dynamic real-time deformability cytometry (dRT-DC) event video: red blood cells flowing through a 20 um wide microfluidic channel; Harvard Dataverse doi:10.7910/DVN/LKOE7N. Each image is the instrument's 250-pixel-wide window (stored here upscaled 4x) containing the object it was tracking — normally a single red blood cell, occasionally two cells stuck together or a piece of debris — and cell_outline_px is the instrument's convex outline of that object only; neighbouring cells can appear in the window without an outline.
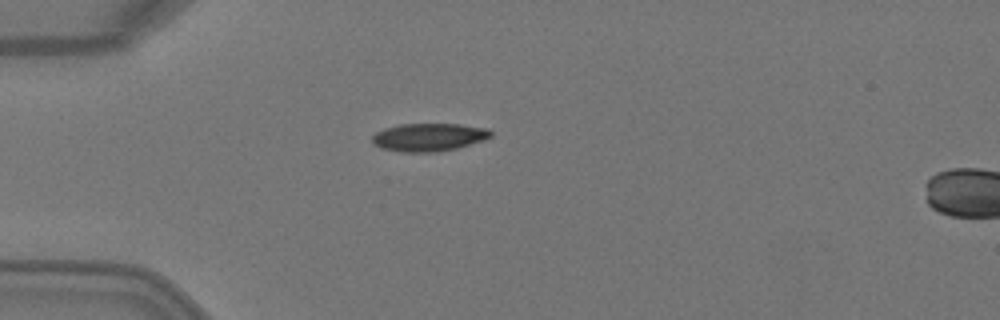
{"species": "Egyptian fruit bat (a non-hibernating species)", "species_latin": "Rousettus aegyptiacus", "temperature_condition": "warm", "stored_images_in_passage": 3, "camera_frame_rate_fps": 3000, "um_per_image_px": 0.085, "animal": {"sex": "female"}, "frame": {"image": 1, "passage_image": 3, "time_ms": 0.667, "image_size_px": [1000, 320], "cell_outline_px": [[492, 136], [484, 140], [456, 148], [436, 152], [400, 152], [380, 148], [372, 144], [372, 136], [376, 132], [384, 128], [400, 124], [460, 124], [488, 128], [492, 132]], "centroid_in_image_um": [36.43, 11.66], "position_along_channel_um": 48.6, "area_um2": 19.48}}